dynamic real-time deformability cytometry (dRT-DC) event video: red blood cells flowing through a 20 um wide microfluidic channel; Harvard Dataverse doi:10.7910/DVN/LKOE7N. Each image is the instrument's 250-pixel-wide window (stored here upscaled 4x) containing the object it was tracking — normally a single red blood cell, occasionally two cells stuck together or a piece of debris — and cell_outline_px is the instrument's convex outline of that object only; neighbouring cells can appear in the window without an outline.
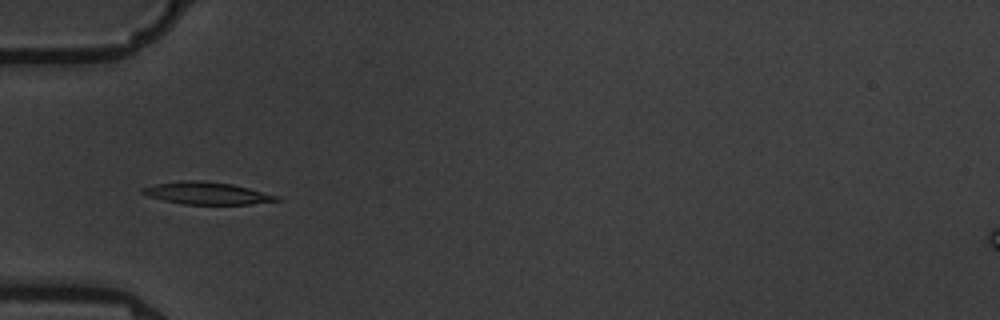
{"species": "common noctule bat (a hibernating species)", "species_latin": "Nyctalus noctula", "temperature_condition": "warm", "stored_images_in_passage": 6, "camera_frame_rate_fps": 3000, "um_per_image_px": 0.085, "animal": {"sex": "male", "body_mass_g": 19.5, "forearm_length_mm": 54.6}, "frame": {"image": 1, "passage_image": 5, "time_ms": 4.667, "image_size_px": [1000, 320], "cell_outline_px": [[284, 200], [248, 204], [180, 204], [148, 196], [140, 192], [140, 188], [156, 184], [180, 180], [200, 180], [232, 184], [280, 196]], "centroid_in_image_um": [17.58, 16.42], "position_along_channel_um": 67.4, "area_um2": 17.46}}
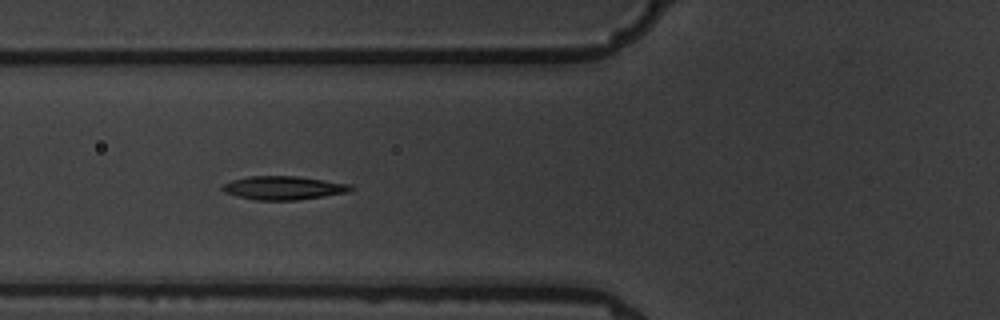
{"frame": {"image": 2, "passage_image": 6, "time_ms": 5.667, "image_size_px": [1000, 320], "cell_outline_px": [[356, 188], [348, 192], [324, 196], [296, 200], [256, 200], [224, 192], [220, 188], [224, 184], [232, 180], [248, 176], [296, 176], [352, 184]], "centroid_in_image_um": [24.13, 15.96], "position_along_channel_um": 101.7, "area_um2": 17.57}}